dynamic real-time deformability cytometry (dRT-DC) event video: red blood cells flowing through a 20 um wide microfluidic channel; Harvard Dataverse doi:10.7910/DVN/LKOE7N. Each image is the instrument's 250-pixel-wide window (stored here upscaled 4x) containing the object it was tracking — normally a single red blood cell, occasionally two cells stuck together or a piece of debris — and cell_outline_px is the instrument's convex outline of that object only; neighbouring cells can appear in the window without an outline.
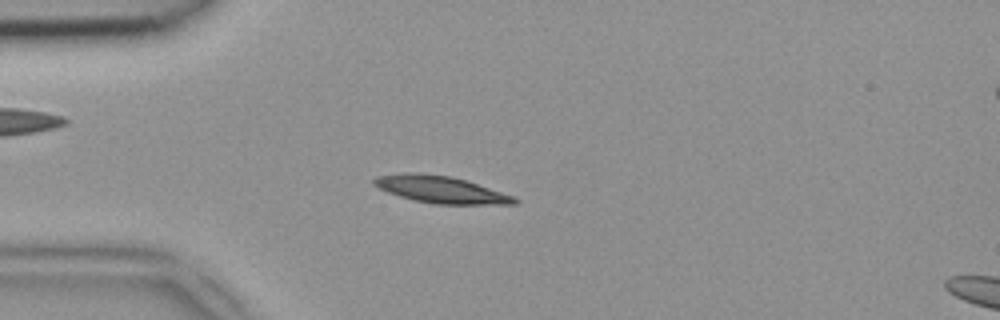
{"species": "common noctule bat (a hibernating species)", "species_latin": "Nyctalus noctula", "temperature_condition": "room temperature", "stored_images_in_passage": 49, "camera_frame_rate_fps": 3000, "um_per_image_px": 0.085, "animal": {"sex": "female", "body_mass_g": 18.4}, "frame": {"image": 1, "passage_image": 13, "time_ms": 4.0, "image_size_px": [1000, 320], "cell_outline_px": [[520, 200], [516, 204], [432, 204], [400, 196], [388, 192], [372, 184], [372, 180], [376, 176], [404, 172], [420, 172], [452, 176], [516, 196]], "centroid_in_image_um": [37.48, 16.1], "position_along_channel_um": 47.5, "area_um2": 22.25}}
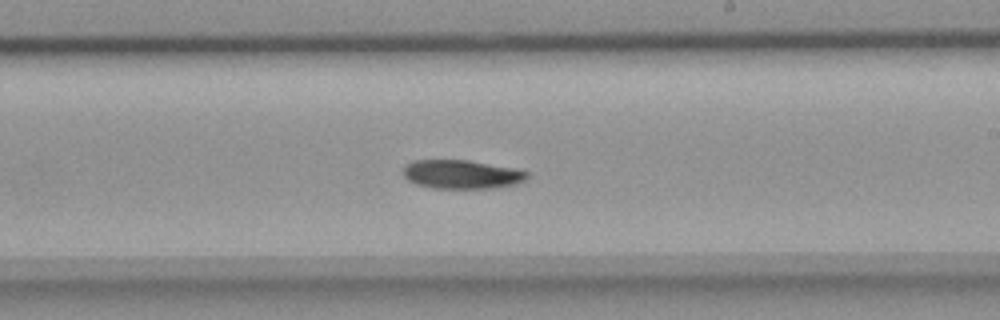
{"frame": {"image": 2, "passage_image": 29, "time_ms": 9.333, "image_size_px": [1000, 320], "cell_outline_px": [[528, 176], [524, 180], [516, 184], [496, 188], [432, 188], [416, 184], [408, 180], [400, 172], [404, 164], [412, 160], [468, 160], [512, 168], [528, 172]], "centroid_in_image_um": [39.17, 14.82], "position_along_channel_um": 249.8, "area_um2": 20.92}}
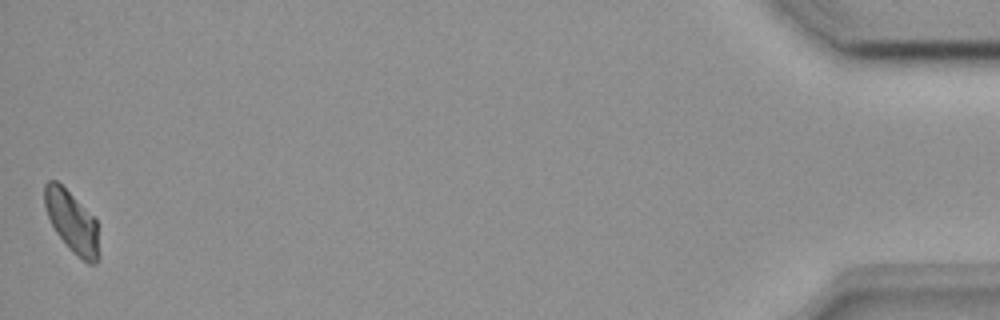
{"frame": {"image": 3, "passage_image": 49, "time_ms": 16.0, "image_size_px": [1000, 320], "cell_outline_px": [[100, 256], [96, 264], [88, 264], [72, 252], [68, 248], [56, 232], [48, 216], [44, 204], [44, 184], [48, 180], [56, 180], [96, 220], [100, 252]], "centroid_in_image_um": [6.13, 18.91], "position_along_channel_um": 429.1, "area_um2": 19.36}}